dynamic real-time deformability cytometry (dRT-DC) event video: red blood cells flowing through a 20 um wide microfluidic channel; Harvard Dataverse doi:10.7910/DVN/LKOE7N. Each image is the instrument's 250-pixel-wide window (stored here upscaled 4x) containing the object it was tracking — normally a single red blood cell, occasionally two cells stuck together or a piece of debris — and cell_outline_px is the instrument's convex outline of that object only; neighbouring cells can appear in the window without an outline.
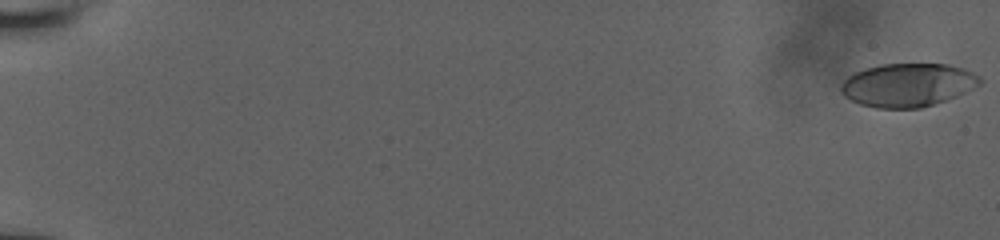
{"species": "human", "species_latin": "Homo sapiens", "temperature_condition": "room temperature", "stored_images_in_passage": 57, "camera_frame_rate_fps": 3000, "um_per_image_px": 0.085, "donor": {"sex": "male"}, "frame": {"image": 1, "passage_image": 1, "time_ms": 0.0, "image_size_px": [1000, 240], "cell_outline_px": [[984, 80], [980, 84], [956, 96], [920, 108], [876, 108], [860, 104], [844, 96], [840, 88], [840, 84], [848, 76], [864, 68], [880, 64], [948, 64], [964, 68], [980, 76]], "centroid_in_image_um": [77.15, 7.21], "position_along_channel_um": 7.8, "area_um2": 35.08}}
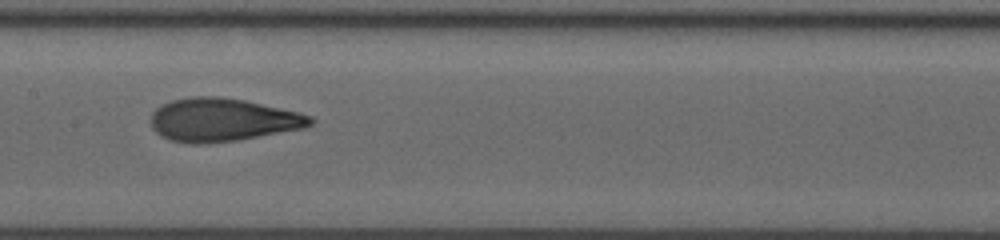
{"frame": {"image": 2, "passage_image": 32, "time_ms": 10.333, "image_size_px": [1000, 240], "cell_outline_px": [[316, 120], [312, 124], [304, 128], [236, 140], [200, 144], [192, 144], [172, 140], [160, 136], [152, 128], [148, 120], [152, 112], [160, 104], [172, 100], [192, 96], [220, 96], [244, 100], [300, 112], [312, 116]], "centroid_in_image_um": [18.88, 10.17], "position_along_channel_um": 188.5, "area_um2": 40.4}}
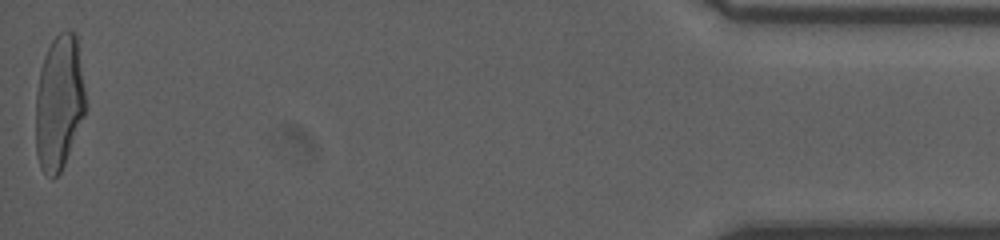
{"frame": {"image": 3, "passage_image": 57, "time_ms": 18.667, "image_size_px": [1000, 240], "cell_outline_px": [[88, 108], [64, 164], [60, 172], [52, 180], [40, 168], [36, 156], [36, 92], [40, 68], [44, 56], [52, 40], [60, 32], [76, 32]], "centroid_in_image_um": [5.04, 8.74], "position_along_channel_um": 430.2, "area_um2": 39.65}, "authors_computed_cell_mechanics": {"area_um2": 38.5526, "velocity_mm_per_s": 3.9119, "shape_relaxation_time_tau1_ms": 6.4841, "shape_relaxation_time_tau2_ms": 1.1688, "deformation_change_tau1": 0.2576, "deformation_change_tau2": 0.0893}}